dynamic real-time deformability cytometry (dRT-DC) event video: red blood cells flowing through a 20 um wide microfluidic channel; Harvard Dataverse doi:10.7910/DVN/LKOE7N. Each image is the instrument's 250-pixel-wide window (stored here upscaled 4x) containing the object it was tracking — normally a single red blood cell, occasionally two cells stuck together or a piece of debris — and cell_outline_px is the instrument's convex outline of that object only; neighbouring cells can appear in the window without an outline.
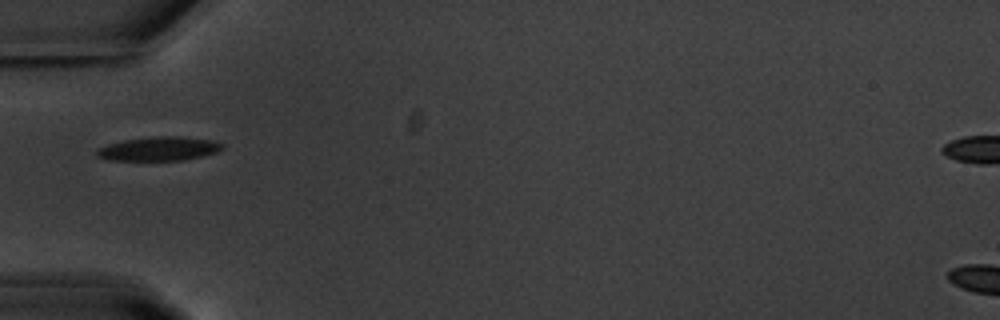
{"species": "common noctule bat (a hibernating species)", "species_latin": "Nyctalus noctula", "temperature_condition": "warm", "stored_images_in_passage": 38, "camera_frame_rate_fps": 3000, "um_per_image_px": 0.085, "animal": {"sex": "male", "body_mass_g": 20.1, "forearm_length_mm": 53.5}, "frame": {"image": 1, "passage_image": 1, "time_ms": 0.0, "image_size_px": [1000, 320], "cell_outline_px": [[224, 148], [216, 152], [184, 160], [104, 160], [96, 156], [96, 148], [108, 144], [124, 140], [156, 136], [180, 136], [212, 140], [224, 144]], "centroid_in_image_um": [13.48, 12.64], "position_along_channel_um": 71.5, "area_um2": 17.57}}
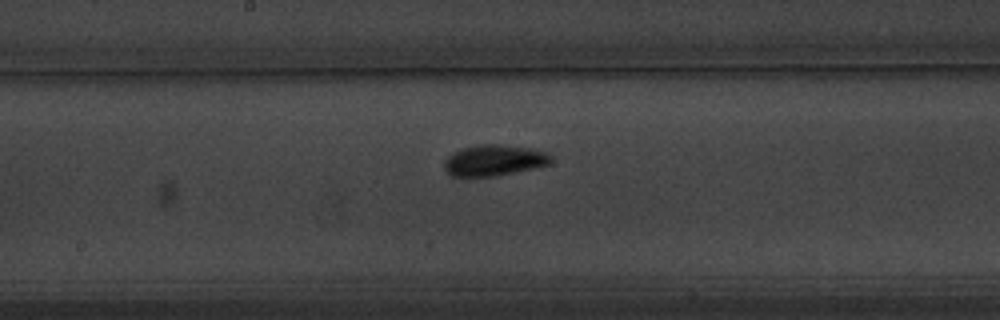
{"frame": {"image": 2, "passage_image": 12, "time_ms": 3.667, "image_size_px": [1000, 320], "cell_outline_px": [[552, 160], [548, 164], [532, 168], [496, 176], [452, 176], [444, 168], [444, 160], [452, 152], [464, 148], [480, 144], [500, 144], [532, 148], [548, 152], [552, 156]], "centroid_in_image_um": [42.0, 13.61], "position_along_channel_um": 206.2, "area_um2": 19.25}, "authors_computed_cell_mechanics": {"area_um2": 17.4556, "velocity_mm_per_s": 3.6631, "shape_relaxation_time_tau1_ms": 2.1941, "shape_relaxation_time_tau2_ms": 4.2477, "deformation_change_tau1": 0.1605, "deformation_change_tau2": 0.0718}}